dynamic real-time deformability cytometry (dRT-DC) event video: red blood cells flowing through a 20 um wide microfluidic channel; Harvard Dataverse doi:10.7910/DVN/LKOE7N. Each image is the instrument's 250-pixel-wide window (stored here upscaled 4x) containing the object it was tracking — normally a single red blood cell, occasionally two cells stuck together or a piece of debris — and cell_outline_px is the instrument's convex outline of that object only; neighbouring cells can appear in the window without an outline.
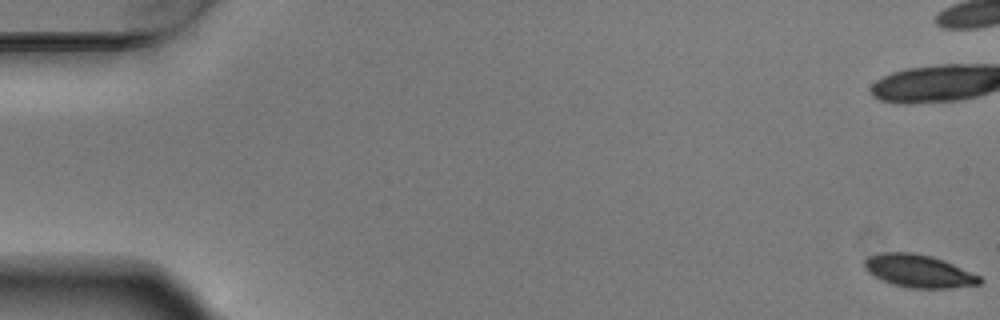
{"species": "Egyptian fruit bat (a non-hibernating species)", "species_latin": "Rousettus aegyptiacus", "temperature_condition": "warm", "stored_images_in_passage": 8, "camera_frame_rate_fps": 3000, "um_per_image_px": 0.085, "animal": {"sex": "male"}, "frame": {"image": 1, "passage_image": 1, "time_ms": 0.0, "image_size_px": [1000, 320], "cell_outline_px": [[984, 280], [980, 284], [952, 288], [908, 288], [892, 284], [880, 280], [868, 272], [864, 268], [864, 260], [868, 256], [880, 252], [912, 252], [932, 256], [944, 260], [980, 276]], "centroid_in_image_um": [78.07, 23.04], "position_along_channel_um": 6.9, "area_um2": 22.25}}